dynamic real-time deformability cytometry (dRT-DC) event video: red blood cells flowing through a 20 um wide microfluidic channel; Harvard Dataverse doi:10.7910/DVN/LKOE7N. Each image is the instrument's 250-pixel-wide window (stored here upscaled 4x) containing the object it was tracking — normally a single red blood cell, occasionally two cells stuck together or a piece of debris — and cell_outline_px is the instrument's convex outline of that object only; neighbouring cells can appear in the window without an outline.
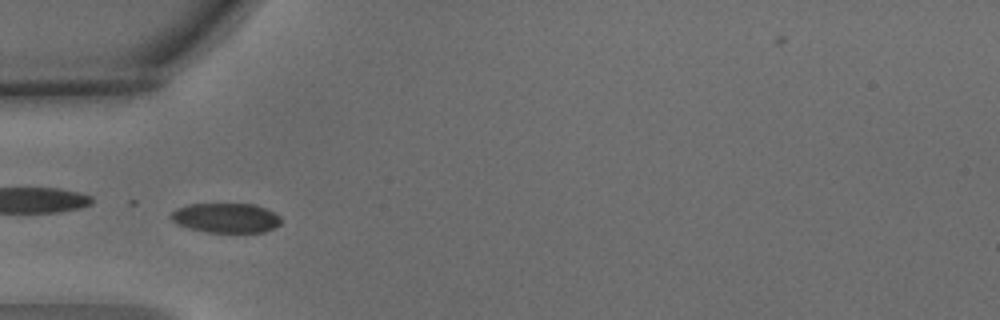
{"species": "common noctule bat (a hibernating species)", "species_latin": "Nyctalus noctula", "temperature_condition": "warm", "stored_images_in_passage": 7, "camera_frame_rate_fps": 3000, "um_per_image_px": 0.085, "animal": {"sex": "male", "body_mass_g": 15.6}, "frame": {"image": 1, "passage_image": 4, "time_ms": 1.0, "image_size_px": [1000, 320], "cell_outline_px": [[280, 224], [276, 228], [264, 232], [208, 232], [188, 228], [172, 220], [168, 216], [176, 208], [188, 204], [256, 204], [280, 216]], "centroid_in_image_um": [19.2, 18.52], "position_along_channel_um": 65.8, "area_um2": 19.02}}
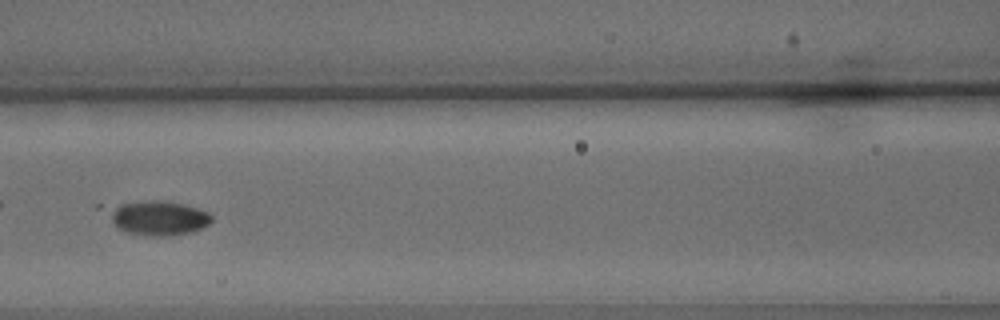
{"frame": {"image": 2, "passage_image": 6, "time_ms": 1.667, "image_size_px": [1000, 320], "cell_outline_px": [[212, 220], [208, 224], [192, 232], [172, 236], [152, 236], [128, 232], [116, 228], [96, 208], [96, 204], [156, 200], [184, 204], [208, 212], [212, 216]], "centroid_in_image_um": [13.16, 18.48], "position_along_channel_um": 153.4, "area_um2": 22.02}}
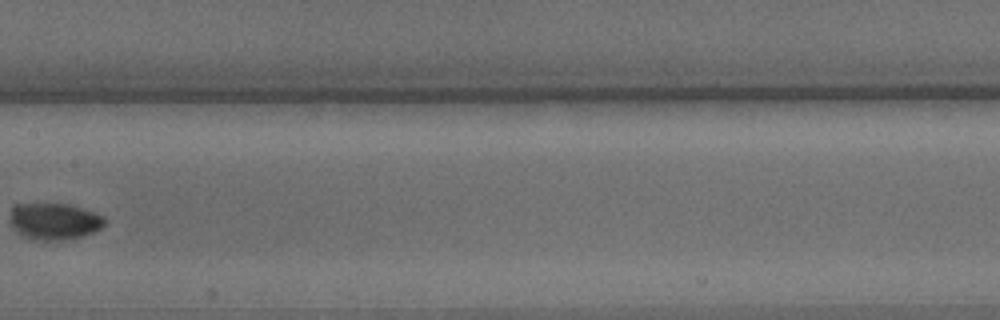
{"frame": {"image": 3, "passage_image": 7, "time_ms": 2.0, "image_size_px": [1000, 320], "cell_outline_px": [[104, 224], [100, 228], [92, 232], [80, 236], [56, 240], [36, 240], [24, 236], [12, 228], [12, 204], [68, 204], [104, 216]], "centroid_in_image_um": [4.59, 18.8], "position_along_channel_um": 202.8, "area_um2": 19.65}}